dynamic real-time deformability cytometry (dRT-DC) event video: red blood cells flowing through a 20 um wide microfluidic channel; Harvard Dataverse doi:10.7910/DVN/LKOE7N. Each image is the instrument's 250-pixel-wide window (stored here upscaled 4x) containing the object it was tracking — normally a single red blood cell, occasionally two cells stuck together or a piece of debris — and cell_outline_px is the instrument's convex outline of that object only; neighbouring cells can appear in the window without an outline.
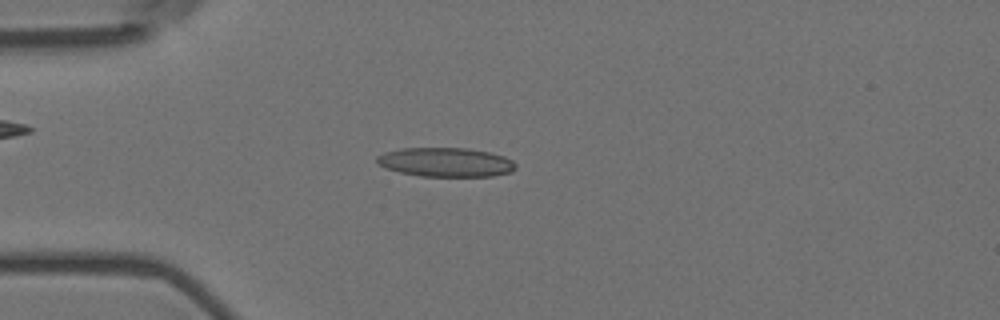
{"species": "Egyptian fruit bat (a non-hibernating species)", "species_latin": "Rousettus aegyptiacus", "temperature_condition": "room temperature", "stored_images_in_passage": 57, "camera_frame_rate_fps": 3000, "um_per_image_px": 0.085, "animal": {"sex": "female"}, "frame": {"image": 1, "passage_image": 15, "time_ms": 4.667, "image_size_px": [1000, 320], "cell_outline_px": [[516, 168], [512, 172], [492, 176], [420, 176], [400, 172], [384, 168], [376, 160], [376, 156], [384, 152], [400, 148], [468, 148], [492, 152], [504, 156], [512, 160], [516, 164]], "centroid_in_image_um": [37.9, 13.78], "position_along_channel_um": 47.1, "area_um2": 23.76}}
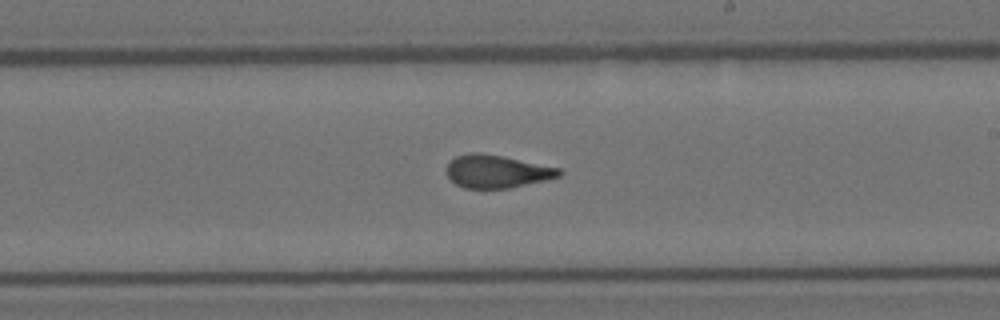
{"frame": {"image": 2, "passage_image": 33, "time_ms": 10.667, "image_size_px": [1000, 320], "cell_outline_px": [[564, 172], [560, 176], [544, 180], [508, 188], [464, 188], [456, 184], [448, 176], [444, 168], [456, 156], [472, 152], [480, 152], [560, 168]], "centroid_in_image_um": [42.2, 14.57], "position_along_channel_um": 246.8, "area_um2": 21.33}}
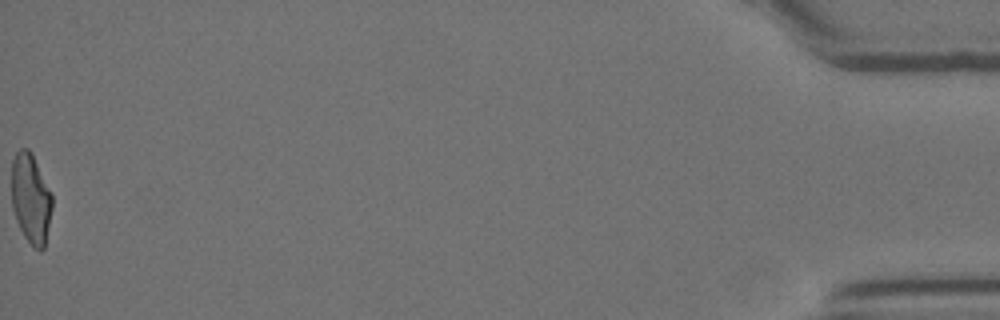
{"frame": {"image": 3, "passage_image": 57, "time_ms": 18.667, "image_size_px": [1000, 320], "cell_outline_px": [[52, 208], [44, 248], [40, 252], [32, 248], [24, 236], [16, 220], [12, 208], [12, 160], [16, 152], [20, 148], [28, 148], [32, 152], [52, 192]], "centroid_in_image_um": [2.63, 16.87], "position_along_channel_um": 432.6, "area_um2": 21.62}, "authors_computed_cell_mechanics": {"area_um2": 22.1952, "velocity_mm_per_s": 3.5832, "shape_relaxation_time_tau1_ms": null, "shape_relaxation_time_tau2_ms": 1.3825, "deformation_change_tau1": null, "deformation_change_tau2": 0.0937}}